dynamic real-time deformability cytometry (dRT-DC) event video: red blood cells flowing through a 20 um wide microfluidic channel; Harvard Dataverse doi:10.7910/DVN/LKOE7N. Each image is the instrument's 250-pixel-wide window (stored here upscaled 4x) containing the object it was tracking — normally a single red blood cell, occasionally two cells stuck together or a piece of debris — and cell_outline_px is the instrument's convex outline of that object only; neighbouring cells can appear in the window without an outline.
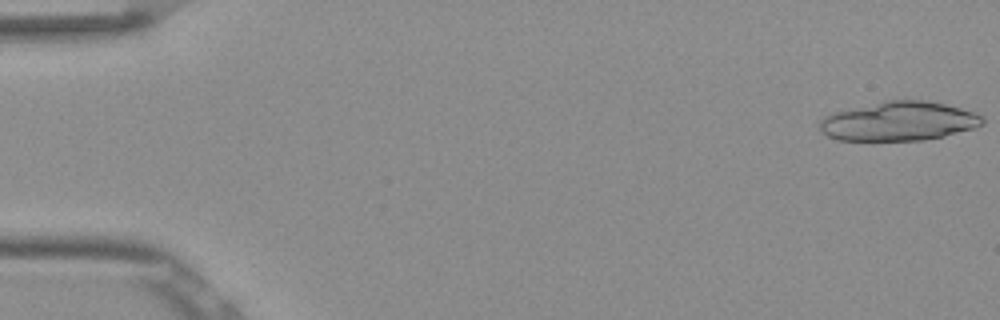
{"species": "Egyptian fruit bat (a non-hibernating species)", "species_latin": "Rousettus aegyptiacus", "temperature_condition": "room temperature", "stored_images_in_passage": 19, "camera_frame_rate_fps": 3000, "um_per_image_px": 0.085, "frame": {"image": 1, "passage_image": 1, "time_ms": 0.0, "image_size_px": [1000, 320], "cell_outline_px": [[984, 124], [976, 128], [944, 136], [924, 140], [872, 144], [836, 140], [828, 136], [820, 128], [820, 120], [824, 116], [836, 112], [884, 100], [928, 100], [960, 108], [984, 116]], "centroid_in_image_um": [76.38, 10.36], "position_along_channel_um": 8.6, "area_um2": 38.32}}